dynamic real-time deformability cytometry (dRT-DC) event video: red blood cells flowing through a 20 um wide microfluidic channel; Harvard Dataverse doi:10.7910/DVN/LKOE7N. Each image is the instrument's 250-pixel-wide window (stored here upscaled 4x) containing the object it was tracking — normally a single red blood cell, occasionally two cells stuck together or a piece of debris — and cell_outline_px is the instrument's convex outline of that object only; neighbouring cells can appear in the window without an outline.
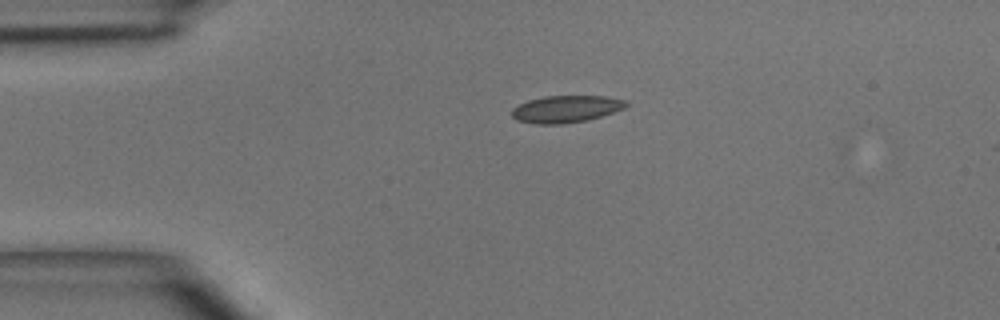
{"species": "common noctule bat (a hibernating species)", "species_latin": "Nyctalus noctula", "temperature_condition": "room temperature", "stored_images_in_passage": 3, "camera_frame_rate_fps": 3000, "um_per_image_px": 0.085, "animal": {"sex": "male", "body_mass_g": 15.6}, "frame": {"image": 1, "passage_image": 1, "time_ms": 0.0, "image_size_px": [1000, 320], "cell_outline_px": [[628, 104], [624, 108], [588, 120], [560, 124], [536, 124], [516, 120], [512, 116], [512, 108], [528, 100], [544, 96], [604, 96], [628, 100]], "centroid_in_image_um": [48.1, 9.26], "position_along_channel_um": 36.9, "area_um2": 17.98}}
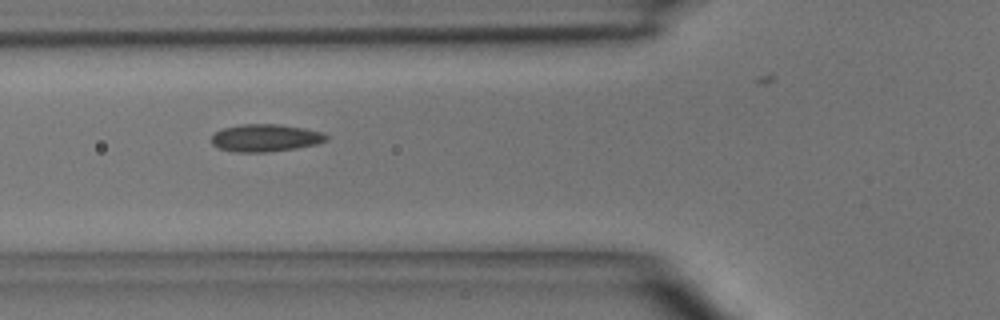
{"frame": {"image": 2, "passage_image": 3, "time_ms": 2.333, "image_size_px": [1000, 320], "cell_outline_px": [[328, 140], [316, 144], [296, 148], [268, 152], [236, 152], [220, 148], [212, 144], [212, 136], [216, 132], [224, 128], [240, 124], [280, 124], [304, 128], [320, 132], [328, 136]], "centroid_in_image_um": [22.57, 11.72], "position_along_channel_um": 103.2, "area_um2": 18.26}}